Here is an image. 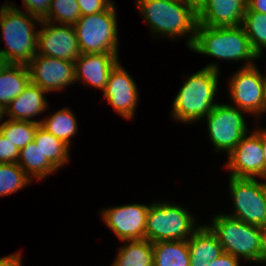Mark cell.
I'll return each mask as SVG.
<instances>
[{
	"label": "cell",
	"mask_w": 266,
	"mask_h": 266,
	"mask_svg": "<svg viewBox=\"0 0 266 266\" xmlns=\"http://www.w3.org/2000/svg\"><path fill=\"white\" fill-rule=\"evenodd\" d=\"M7 63L0 57V71Z\"/></svg>",
	"instance_id": "obj_41"
},
{
	"label": "cell",
	"mask_w": 266,
	"mask_h": 266,
	"mask_svg": "<svg viewBox=\"0 0 266 266\" xmlns=\"http://www.w3.org/2000/svg\"><path fill=\"white\" fill-rule=\"evenodd\" d=\"M209 266H240V259L223 252L218 258L211 261Z\"/></svg>",
	"instance_id": "obj_33"
},
{
	"label": "cell",
	"mask_w": 266,
	"mask_h": 266,
	"mask_svg": "<svg viewBox=\"0 0 266 266\" xmlns=\"http://www.w3.org/2000/svg\"><path fill=\"white\" fill-rule=\"evenodd\" d=\"M261 144L264 153V179L266 178V128H261Z\"/></svg>",
	"instance_id": "obj_36"
},
{
	"label": "cell",
	"mask_w": 266,
	"mask_h": 266,
	"mask_svg": "<svg viewBox=\"0 0 266 266\" xmlns=\"http://www.w3.org/2000/svg\"><path fill=\"white\" fill-rule=\"evenodd\" d=\"M31 83L47 93L62 91L76 82L74 62L36 54L27 64Z\"/></svg>",
	"instance_id": "obj_12"
},
{
	"label": "cell",
	"mask_w": 266,
	"mask_h": 266,
	"mask_svg": "<svg viewBox=\"0 0 266 266\" xmlns=\"http://www.w3.org/2000/svg\"><path fill=\"white\" fill-rule=\"evenodd\" d=\"M245 115L247 113L237 107L218 103L204 118L214 151H224L228 155L231 153L242 137L249 132Z\"/></svg>",
	"instance_id": "obj_8"
},
{
	"label": "cell",
	"mask_w": 266,
	"mask_h": 266,
	"mask_svg": "<svg viewBox=\"0 0 266 266\" xmlns=\"http://www.w3.org/2000/svg\"><path fill=\"white\" fill-rule=\"evenodd\" d=\"M246 11L266 13V0H248Z\"/></svg>",
	"instance_id": "obj_35"
},
{
	"label": "cell",
	"mask_w": 266,
	"mask_h": 266,
	"mask_svg": "<svg viewBox=\"0 0 266 266\" xmlns=\"http://www.w3.org/2000/svg\"><path fill=\"white\" fill-rule=\"evenodd\" d=\"M0 266H22V253H13L0 258Z\"/></svg>",
	"instance_id": "obj_34"
},
{
	"label": "cell",
	"mask_w": 266,
	"mask_h": 266,
	"mask_svg": "<svg viewBox=\"0 0 266 266\" xmlns=\"http://www.w3.org/2000/svg\"><path fill=\"white\" fill-rule=\"evenodd\" d=\"M246 134L228 155L225 167L229 176L236 178L264 179V153L261 144V128Z\"/></svg>",
	"instance_id": "obj_11"
},
{
	"label": "cell",
	"mask_w": 266,
	"mask_h": 266,
	"mask_svg": "<svg viewBox=\"0 0 266 266\" xmlns=\"http://www.w3.org/2000/svg\"><path fill=\"white\" fill-rule=\"evenodd\" d=\"M19 149L0 132V163H17Z\"/></svg>",
	"instance_id": "obj_31"
},
{
	"label": "cell",
	"mask_w": 266,
	"mask_h": 266,
	"mask_svg": "<svg viewBox=\"0 0 266 266\" xmlns=\"http://www.w3.org/2000/svg\"><path fill=\"white\" fill-rule=\"evenodd\" d=\"M26 12L40 20H44L51 6V0H22Z\"/></svg>",
	"instance_id": "obj_30"
},
{
	"label": "cell",
	"mask_w": 266,
	"mask_h": 266,
	"mask_svg": "<svg viewBox=\"0 0 266 266\" xmlns=\"http://www.w3.org/2000/svg\"><path fill=\"white\" fill-rule=\"evenodd\" d=\"M193 52L220 60L245 61L241 67L254 65L259 57L253 51L242 25L209 27L197 24Z\"/></svg>",
	"instance_id": "obj_4"
},
{
	"label": "cell",
	"mask_w": 266,
	"mask_h": 266,
	"mask_svg": "<svg viewBox=\"0 0 266 266\" xmlns=\"http://www.w3.org/2000/svg\"><path fill=\"white\" fill-rule=\"evenodd\" d=\"M33 180L17 163H0V198L20 191Z\"/></svg>",
	"instance_id": "obj_28"
},
{
	"label": "cell",
	"mask_w": 266,
	"mask_h": 266,
	"mask_svg": "<svg viewBox=\"0 0 266 266\" xmlns=\"http://www.w3.org/2000/svg\"><path fill=\"white\" fill-rule=\"evenodd\" d=\"M112 266H153V246L147 239L122 240Z\"/></svg>",
	"instance_id": "obj_22"
},
{
	"label": "cell",
	"mask_w": 266,
	"mask_h": 266,
	"mask_svg": "<svg viewBox=\"0 0 266 266\" xmlns=\"http://www.w3.org/2000/svg\"><path fill=\"white\" fill-rule=\"evenodd\" d=\"M184 1H188L192 4H194L196 7L199 6V4L203 1V0H184Z\"/></svg>",
	"instance_id": "obj_40"
},
{
	"label": "cell",
	"mask_w": 266,
	"mask_h": 266,
	"mask_svg": "<svg viewBox=\"0 0 266 266\" xmlns=\"http://www.w3.org/2000/svg\"><path fill=\"white\" fill-rule=\"evenodd\" d=\"M16 6L12 1L0 6L1 37L5 43L0 54L7 64L27 65L37 54L39 31L35 24L41 20Z\"/></svg>",
	"instance_id": "obj_3"
},
{
	"label": "cell",
	"mask_w": 266,
	"mask_h": 266,
	"mask_svg": "<svg viewBox=\"0 0 266 266\" xmlns=\"http://www.w3.org/2000/svg\"><path fill=\"white\" fill-rule=\"evenodd\" d=\"M71 108H62L57 110L53 115L46 116L40 126L47 132L59 138L69 147L71 146V139L76 136L78 130V123Z\"/></svg>",
	"instance_id": "obj_24"
},
{
	"label": "cell",
	"mask_w": 266,
	"mask_h": 266,
	"mask_svg": "<svg viewBox=\"0 0 266 266\" xmlns=\"http://www.w3.org/2000/svg\"><path fill=\"white\" fill-rule=\"evenodd\" d=\"M263 180L265 182H263ZM262 180V190H263V195H264V199H265V203H266V178Z\"/></svg>",
	"instance_id": "obj_39"
},
{
	"label": "cell",
	"mask_w": 266,
	"mask_h": 266,
	"mask_svg": "<svg viewBox=\"0 0 266 266\" xmlns=\"http://www.w3.org/2000/svg\"><path fill=\"white\" fill-rule=\"evenodd\" d=\"M248 0H203L197 7L198 23L209 27L240 26Z\"/></svg>",
	"instance_id": "obj_16"
},
{
	"label": "cell",
	"mask_w": 266,
	"mask_h": 266,
	"mask_svg": "<svg viewBox=\"0 0 266 266\" xmlns=\"http://www.w3.org/2000/svg\"><path fill=\"white\" fill-rule=\"evenodd\" d=\"M189 266H209L222 253V245L207 225H201L187 240Z\"/></svg>",
	"instance_id": "obj_19"
},
{
	"label": "cell",
	"mask_w": 266,
	"mask_h": 266,
	"mask_svg": "<svg viewBox=\"0 0 266 266\" xmlns=\"http://www.w3.org/2000/svg\"><path fill=\"white\" fill-rule=\"evenodd\" d=\"M242 26L253 51L261 58L266 50V13L246 11Z\"/></svg>",
	"instance_id": "obj_26"
},
{
	"label": "cell",
	"mask_w": 266,
	"mask_h": 266,
	"mask_svg": "<svg viewBox=\"0 0 266 266\" xmlns=\"http://www.w3.org/2000/svg\"><path fill=\"white\" fill-rule=\"evenodd\" d=\"M228 91L233 104L248 115L260 117L263 105L264 74L256 64L240 67L229 79Z\"/></svg>",
	"instance_id": "obj_10"
},
{
	"label": "cell",
	"mask_w": 266,
	"mask_h": 266,
	"mask_svg": "<svg viewBox=\"0 0 266 266\" xmlns=\"http://www.w3.org/2000/svg\"><path fill=\"white\" fill-rule=\"evenodd\" d=\"M261 229V241L263 250V263L266 264V224L260 227Z\"/></svg>",
	"instance_id": "obj_37"
},
{
	"label": "cell",
	"mask_w": 266,
	"mask_h": 266,
	"mask_svg": "<svg viewBox=\"0 0 266 266\" xmlns=\"http://www.w3.org/2000/svg\"><path fill=\"white\" fill-rule=\"evenodd\" d=\"M103 97L121 117L127 120L134 118L139 92L134 79L120 61L110 71Z\"/></svg>",
	"instance_id": "obj_15"
},
{
	"label": "cell",
	"mask_w": 266,
	"mask_h": 266,
	"mask_svg": "<svg viewBox=\"0 0 266 266\" xmlns=\"http://www.w3.org/2000/svg\"><path fill=\"white\" fill-rule=\"evenodd\" d=\"M0 132L11 141L19 150L34 141L37 128L40 126L37 122H27L7 119L0 122Z\"/></svg>",
	"instance_id": "obj_27"
},
{
	"label": "cell",
	"mask_w": 266,
	"mask_h": 266,
	"mask_svg": "<svg viewBox=\"0 0 266 266\" xmlns=\"http://www.w3.org/2000/svg\"><path fill=\"white\" fill-rule=\"evenodd\" d=\"M31 82L27 65L6 64L0 71V108L5 111L11 101Z\"/></svg>",
	"instance_id": "obj_20"
},
{
	"label": "cell",
	"mask_w": 266,
	"mask_h": 266,
	"mask_svg": "<svg viewBox=\"0 0 266 266\" xmlns=\"http://www.w3.org/2000/svg\"><path fill=\"white\" fill-rule=\"evenodd\" d=\"M135 4L152 37L160 35L172 40L188 36L187 47L192 46L198 24L194 4L184 0H136Z\"/></svg>",
	"instance_id": "obj_1"
},
{
	"label": "cell",
	"mask_w": 266,
	"mask_h": 266,
	"mask_svg": "<svg viewBox=\"0 0 266 266\" xmlns=\"http://www.w3.org/2000/svg\"><path fill=\"white\" fill-rule=\"evenodd\" d=\"M266 113V74H264L263 80V105L261 114Z\"/></svg>",
	"instance_id": "obj_38"
},
{
	"label": "cell",
	"mask_w": 266,
	"mask_h": 266,
	"mask_svg": "<svg viewBox=\"0 0 266 266\" xmlns=\"http://www.w3.org/2000/svg\"><path fill=\"white\" fill-rule=\"evenodd\" d=\"M38 30L37 54L74 62L81 54L76 32L71 25L41 20Z\"/></svg>",
	"instance_id": "obj_14"
},
{
	"label": "cell",
	"mask_w": 266,
	"mask_h": 266,
	"mask_svg": "<svg viewBox=\"0 0 266 266\" xmlns=\"http://www.w3.org/2000/svg\"><path fill=\"white\" fill-rule=\"evenodd\" d=\"M217 63H209L198 72L185 77L172 102V119L180 123L204 119L217 105L214 102L218 90L220 68Z\"/></svg>",
	"instance_id": "obj_2"
},
{
	"label": "cell",
	"mask_w": 266,
	"mask_h": 266,
	"mask_svg": "<svg viewBox=\"0 0 266 266\" xmlns=\"http://www.w3.org/2000/svg\"><path fill=\"white\" fill-rule=\"evenodd\" d=\"M150 204L133 203L104 208L100 213L109 229L122 240L145 239Z\"/></svg>",
	"instance_id": "obj_13"
},
{
	"label": "cell",
	"mask_w": 266,
	"mask_h": 266,
	"mask_svg": "<svg viewBox=\"0 0 266 266\" xmlns=\"http://www.w3.org/2000/svg\"><path fill=\"white\" fill-rule=\"evenodd\" d=\"M151 203L145 231V239L151 243L188 240L201 226L196 224L194 215L181 205L167 201Z\"/></svg>",
	"instance_id": "obj_6"
},
{
	"label": "cell",
	"mask_w": 266,
	"mask_h": 266,
	"mask_svg": "<svg viewBox=\"0 0 266 266\" xmlns=\"http://www.w3.org/2000/svg\"><path fill=\"white\" fill-rule=\"evenodd\" d=\"M4 117V111L0 108V122L2 121Z\"/></svg>",
	"instance_id": "obj_42"
},
{
	"label": "cell",
	"mask_w": 266,
	"mask_h": 266,
	"mask_svg": "<svg viewBox=\"0 0 266 266\" xmlns=\"http://www.w3.org/2000/svg\"><path fill=\"white\" fill-rule=\"evenodd\" d=\"M17 164L33 180L45 179L58 169L43 155L34 141L20 149Z\"/></svg>",
	"instance_id": "obj_21"
},
{
	"label": "cell",
	"mask_w": 266,
	"mask_h": 266,
	"mask_svg": "<svg viewBox=\"0 0 266 266\" xmlns=\"http://www.w3.org/2000/svg\"><path fill=\"white\" fill-rule=\"evenodd\" d=\"M116 8L113 2L102 12L80 17L73 27L81 53H119Z\"/></svg>",
	"instance_id": "obj_7"
},
{
	"label": "cell",
	"mask_w": 266,
	"mask_h": 266,
	"mask_svg": "<svg viewBox=\"0 0 266 266\" xmlns=\"http://www.w3.org/2000/svg\"><path fill=\"white\" fill-rule=\"evenodd\" d=\"M81 17L77 0H51V6L44 21L74 26Z\"/></svg>",
	"instance_id": "obj_29"
},
{
	"label": "cell",
	"mask_w": 266,
	"mask_h": 266,
	"mask_svg": "<svg viewBox=\"0 0 266 266\" xmlns=\"http://www.w3.org/2000/svg\"><path fill=\"white\" fill-rule=\"evenodd\" d=\"M228 184L234 212L226 215L258 227L265 225L266 203L262 181L229 176Z\"/></svg>",
	"instance_id": "obj_9"
},
{
	"label": "cell",
	"mask_w": 266,
	"mask_h": 266,
	"mask_svg": "<svg viewBox=\"0 0 266 266\" xmlns=\"http://www.w3.org/2000/svg\"><path fill=\"white\" fill-rule=\"evenodd\" d=\"M153 266H189L187 240L152 243Z\"/></svg>",
	"instance_id": "obj_23"
},
{
	"label": "cell",
	"mask_w": 266,
	"mask_h": 266,
	"mask_svg": "<svg viewBox=\"0 0 266 266\" xmlns=\"http://www.w3.org/2000/svg\"><path fill=\"white\" fill-rule=\"evenodd\" d=\"M119 53L83 54L74 61L76 83L104 91L110 71L119 62Z\"/></svg>",
	"instance_id": "obj_17"
},
{
	"label": "cell",
	"mask_w": 266,
	"mask_h": 266,
	"mask_svg": "<svg viewBox=\"0 0 266 266\" xmlns=\"http://www.w3.org/2000/svg\"><path fill=\"white\" fill-rule=\"evenodd\" d=\"M44 94H48L38 85L29 83L25 90L11 101L4 111V116L9 119L27 122L41 123L42 120H34L38 115L45 113L49 108Z\"/></svg>",
	"instance_id": "obj_18"
},
{
	"label": "cell",
	"mask_w": 266,
	"mask_h": 266,
	"mask_svg": "<svg viewBox=\"0 0 266 266\" xmlns=\"http://www.w3.org/2000/svg\"><path fill=\"white\" fill-rule=\"evenodd\" d=\"M34 142L40 147L43 155L59 170L63 165H67L70 159V147L47 132L41 126L36 130ZM62 166V167H61Z\"/></svg>",
	"instance_id": "obj_25"
},
{
	"label": "cell",
	"mask_w": 266,
	"mask_h": 266,
	"mask_svg": "<svg viewBox=\"0 0 266 266\" xmlns=\"http://www.w3.org/2000/svg\"><path fill=\"white\" fill-rule=\"evenodd\" d=\"M81 16L96 14L106 10L114 1L112 0H77Z\"/></svg>",
	"instance_id": "obj_32"
},
{
	"label": "cell",
	"mask_w": 266,
	"mask_h": 266,
	"mask_svg": "<svg viewBox=\"0 0 266 266\" xmlns=\"http://www.w3.org/2000/svg\"><path fill=\"white\" fill-rule=\"evenodd\" d=\"M222 245L224 253L248 262L263 264L261 229L225 213L216 214L207 225Z\"/></svg>",
	"instance_id": "obj_5"
}]
</instances>
